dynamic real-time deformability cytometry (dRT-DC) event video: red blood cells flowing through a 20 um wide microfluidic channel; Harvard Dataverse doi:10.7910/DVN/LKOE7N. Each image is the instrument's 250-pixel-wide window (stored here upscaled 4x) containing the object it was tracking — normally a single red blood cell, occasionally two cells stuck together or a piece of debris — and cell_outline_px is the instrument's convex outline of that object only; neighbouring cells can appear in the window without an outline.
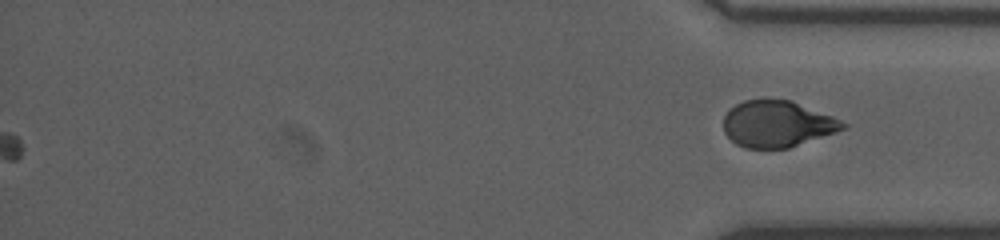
{"species": "human", "species_latin": "Homo sapiens", "temperature_condition": "room temperature", "stored_images_in_passage": 50, "camera_frame_rate_fps": 3000, "um_per_image_px": 0.085, "donor": {"sex": "male"}, "frame": {"image": 1, "passage_image": 50, "time_ms": 16.333, "image_size_px": [1000, 240], "cell_outline_px": [[848, 128], [788, 148], [744, 148], [736, 144], [724, 132], [724, 116], [728, 108], [744, 100], [764, 96], [792, 100], [832, 116], [848, 124]], "centroid_in_image_um": [66.04, 10.49], "position_along_channel_um": 369.2, "area_um2": 32.95}}